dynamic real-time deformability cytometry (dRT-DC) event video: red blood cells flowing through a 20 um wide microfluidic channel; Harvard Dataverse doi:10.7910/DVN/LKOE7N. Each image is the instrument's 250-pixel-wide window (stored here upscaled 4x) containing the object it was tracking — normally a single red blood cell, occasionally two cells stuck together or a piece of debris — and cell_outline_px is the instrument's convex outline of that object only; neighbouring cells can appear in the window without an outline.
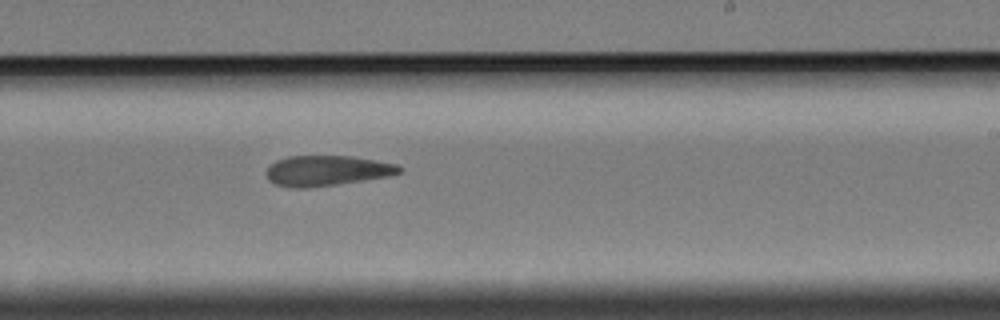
{"species": "Egyptian fruit bat (a non-hibernating species)", "species_latin": "Rousettus aegyptiacus", "temperature_condition": "cold", "stored_images_in_passage": 10, "segment_of_instrument_passage": [1, 2], "camera_frame_rate_fps": 3000, "um_per_image_px": 0.085, "animal": {"sex": "female"}, "frame": {"image": 1, "passage_image": 9, "time_ms": 10.333, "image_size_px": [1000, 320], "cell_outline_px": [[404, 168], [400, 172], [388, 176], [336, 184], [304, 188], [296, 188], [276, 184], [268, 180], [268, 168], [276, 160], [288, 156], [352, 156], [396, 164]], "centroid_in_image_um": [27.79, 14.5], "position_along_channel_um": 261.2, "area_um2": 23.12}}